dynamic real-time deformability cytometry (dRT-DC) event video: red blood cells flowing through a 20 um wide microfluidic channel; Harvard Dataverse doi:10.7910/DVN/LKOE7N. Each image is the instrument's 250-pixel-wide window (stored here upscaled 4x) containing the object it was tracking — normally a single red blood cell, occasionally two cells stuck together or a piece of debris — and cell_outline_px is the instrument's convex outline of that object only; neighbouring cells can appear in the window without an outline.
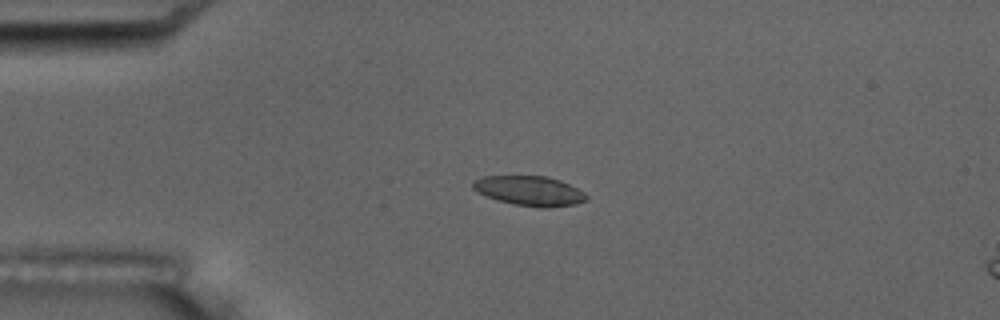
{"species": "common noctule bat (a hibernating species)", "species_latin": "Nyctalus noctula", "temperature_condition": "room temperature", "stored_images_in_passage": 6, "camera_frame_rate_fps": 3000, "um_per_image_px": 0.085, "animal": {"sex": "male", "body_mass_g": 17.5, "forearm_length_mm": 52.3}, "frame": {"image": 1, "passage_image": 4, "time_ms": 4.333, "image_size_px": [1000, 320], "cell_outline_px": [[588, 200], [576, 204], [548, 208], [540, 208], [512, 204], [496, 200], [476, 192], [472, 188], [472, 180], [484, 176], [548, 176], [560, 180], [584, 192], [588, 196]], "centroid_in_image_um": [44.99, 16.23], "position_along_channel_um": 40.0, "area_um2": 19.94}}